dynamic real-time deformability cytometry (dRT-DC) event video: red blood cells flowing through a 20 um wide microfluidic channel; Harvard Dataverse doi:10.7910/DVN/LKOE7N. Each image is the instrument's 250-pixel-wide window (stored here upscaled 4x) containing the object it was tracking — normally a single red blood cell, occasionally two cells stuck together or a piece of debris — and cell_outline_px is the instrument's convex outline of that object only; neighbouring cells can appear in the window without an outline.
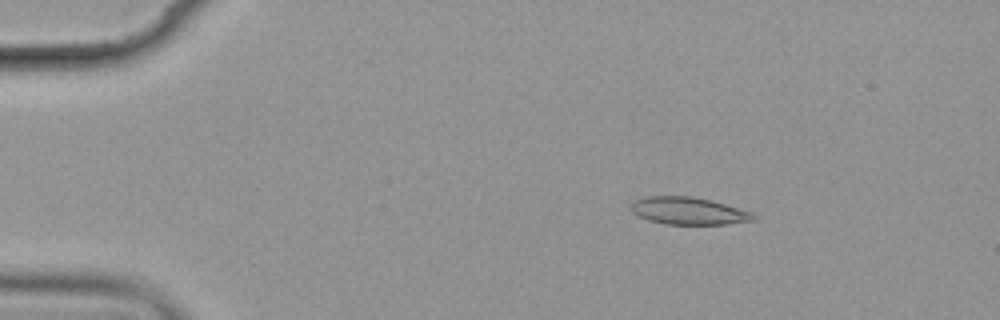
{"species": "common noctule bat (a hibernating species)", "species_latin": "Nyctalus noctula", "temperature_condition": "cold", "stored_images_in_passage": 3, "camera_frame_rate_fps": 3000, "um_per_image_px": 0.085, "animal": {"sex": "female", "body_mass_g": 19.9}, "frame": {"image": 1, "passage_image": 1, "time_ms": 0.0, "image_size_px": [1000, 320], "cell_outline_px": [[760, 216], [756, 220], [728, 224], [664, 224], [648, 220], [632, 212], [628, 208], [628, 204], [632, 200], [644, 196], [692, 196], [712, 200], [752, 212]], "centroid_in_image_um": [58.51, 17.92], "position_along_channel_um": 26.5, "area_um2": 20.0}}